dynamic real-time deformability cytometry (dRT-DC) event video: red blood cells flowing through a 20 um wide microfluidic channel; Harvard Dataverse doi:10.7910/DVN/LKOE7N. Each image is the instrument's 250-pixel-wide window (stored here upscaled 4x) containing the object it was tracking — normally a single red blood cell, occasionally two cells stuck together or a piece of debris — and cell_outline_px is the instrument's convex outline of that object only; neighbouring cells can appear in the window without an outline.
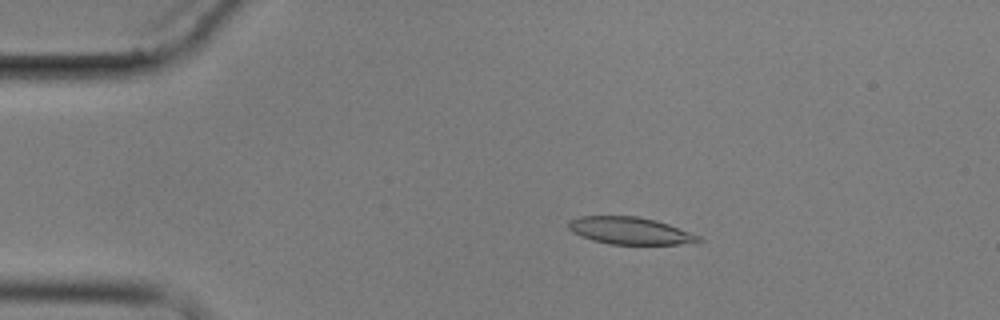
{"species": "common noctule bat (a hibernating species)", "species_latin": "Nyctalus noctula", "temperature_condition": "cold", "stored_images_in_passage": 5, "camera_frame_rate_fps": 3000, "um_per_image_px": 0.085, "animal": {"sex": "male", "body_mass_g": 17.9}, "frame": {"image": 1, "passage_image": 3, "time_ms": 3.0, "image_size_px": [1000, 320], "cell_outline_px": [[704, 240], [696, 244], [608, 244], [592, 240], [580, 236], [572, 232], [568, 228], [568, 220], [580, 216], [636, 216], [656, 220], [668, 224], [700, 236]], "centroid_in_image_um": [53.56, 19.62], "position_along_channel_um": 31.4, "area_um2": 20.81}}
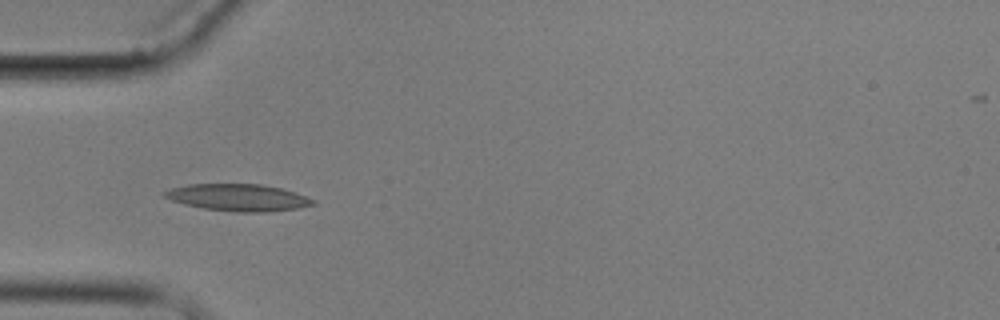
{"frame": {"image": 2, "passage_image": 5, "time_ms": 5.333, "image_size_px": [1000, 320], "cell_outline_px": [[316, 204], [300, 208], [268, 212], [236, 212], [204, 208], [184, 204], [172, 200], [164, 196], [160, 192], [172, 188], [188, 184], [264, 184], [296, 192], [316, 200]], "centroid_in_image_um": [20.28, 16.79], "position_along_channel_um": 64.7, "area_um2": 23.47}}